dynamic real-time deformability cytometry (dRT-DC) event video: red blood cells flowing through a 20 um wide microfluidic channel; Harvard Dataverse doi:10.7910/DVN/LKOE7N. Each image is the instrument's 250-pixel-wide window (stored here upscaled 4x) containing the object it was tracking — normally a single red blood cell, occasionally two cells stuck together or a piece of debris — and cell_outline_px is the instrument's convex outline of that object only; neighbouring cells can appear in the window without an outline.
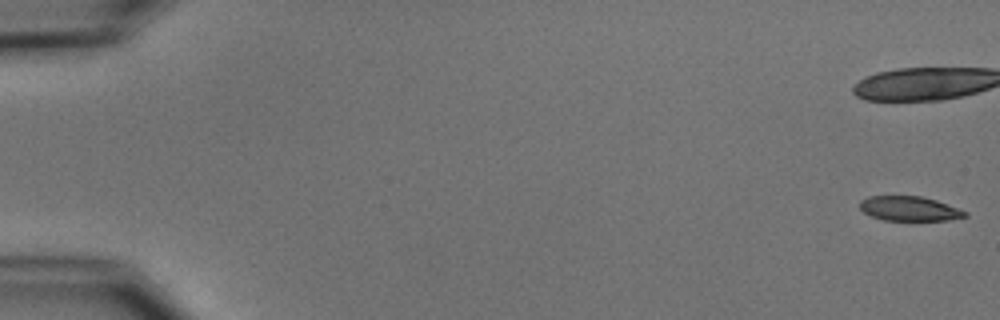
{"species": "common noctule bat (a hibernating species)", "species_latin": "Nyctalus noctula", "temperature_condition": "cold", "stored_images_in_passage": 21, "camera_frame_rate_fps": 3000, "um_per_image_px": 0.085, "animal": {"sex": "male", "body_mass_g": 15.6}, "frame": {"image": 1, "passage_image": 1, "time_ms": 0.0, "image_size_px": [1000, 320], "cell_outline_px": [[968, 216], [948, 220], [884, 220], [872, 216], [864, 212], [860, 208], [860, 200], [868, 196], [920, 196], [936, 200], [968, 212]], "centroid_in_image_um": [77.3, 17.73], "position_along_channel_um": 7.7, "area_um2": 14.97}}